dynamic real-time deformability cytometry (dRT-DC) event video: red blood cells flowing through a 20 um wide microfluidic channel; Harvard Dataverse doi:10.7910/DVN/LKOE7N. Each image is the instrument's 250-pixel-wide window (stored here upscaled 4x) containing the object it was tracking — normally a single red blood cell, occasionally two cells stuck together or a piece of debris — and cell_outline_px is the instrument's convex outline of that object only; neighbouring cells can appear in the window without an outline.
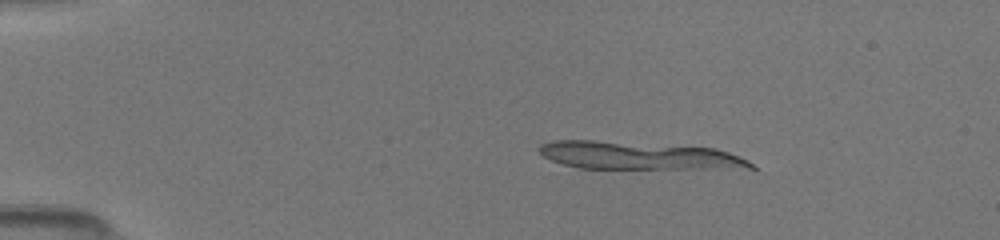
{"species": "common noctule bat (a hibernating species)", "species_latin": "Nyctalus noctula", "temperature_condition": "room temperature", "stored_images_in_passage": 8, "camera_frame_rate_fps": 3000, "um_per_image_px": 0.085, "animal": {"sex": "female", "body_mass_g": 19.5, "forearm_length_mm": 54.1}, "frame": {"image": 1, "passage_image": 1, "time_ms": 0.0, "image_size_px": [1000, 240], "cell_outline_px": [[756, 168], [580, 168], [564, 164], [552, 160], [544, 156], [540, 152], [540, 144], [556, 140], [592, 140], [716, 148], [728, 152], [748, 160]], "centroid_in_image_um": [54.26, 13.22], "position_along_channel_um": 30.7, "area_um2": 33.58}}